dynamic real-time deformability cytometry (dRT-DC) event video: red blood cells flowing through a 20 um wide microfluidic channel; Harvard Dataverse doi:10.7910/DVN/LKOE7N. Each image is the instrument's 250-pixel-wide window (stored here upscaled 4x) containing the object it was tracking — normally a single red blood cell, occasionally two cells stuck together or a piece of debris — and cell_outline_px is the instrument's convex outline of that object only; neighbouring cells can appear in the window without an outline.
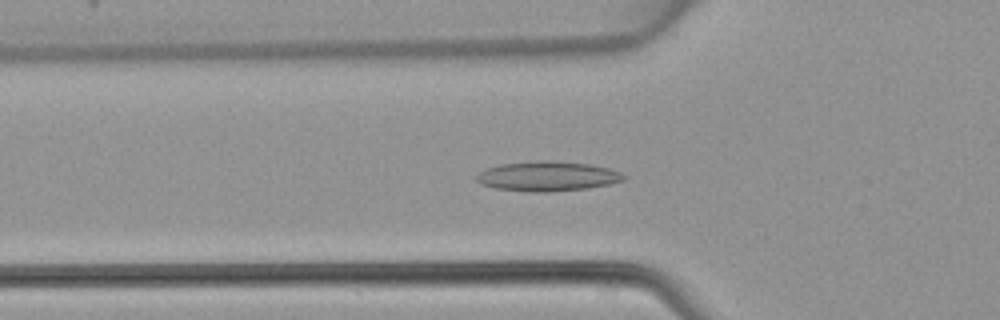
{"species": "common noctule bat (a hibernating species)", "species_latin": "Nyctalus noctula", "temperature_condition": "warm", "stored_images_in_passage": 47, "camera_frame_rate_fps": 3000, "um_per_image_px": 0.085, "animal": {"sex": "female", "body_mass_g": 22.7, "forearm_length_mm": 54.2}, "frame": {"image": 1, "passage_image": 16, "time_ms": 5.0, "image_size_px": [1000, 320], "cell_outline_px": [[628, 176], [624, 180], [608, 184], [588, 188], [548, 192], [528, 192], [496, 188], [480, 184], [476, 180], [476, 176], [484, 168], [500, 164], [540, 160], [548, 160], [588, 164], [608, 168], [620, 172]], "centroid_in_image_um": [46.51, 14.98], "position_along_channel_um": 79.3, "area_um2": 25.61}}
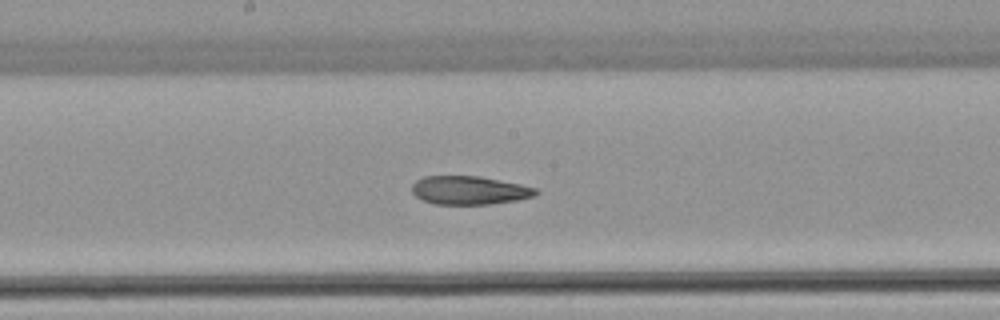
{"frame": {"image": 2, "passage_image": 25, "time_ms": 8.0, "image_size_px": [1000, 320], "cell_outline_px": [[540, 192], [536, 196], [516, 200], [492, 204], [432, 204], [416, 196], [412, 192], [412, 184], [416, 180], [424, 176], [480, 176], [520, 184], [536, 188]], "centroid_in_image_um": [39.91, 16.17], "position_along_channel_um": 208.3, "area_um2": 20.63}}
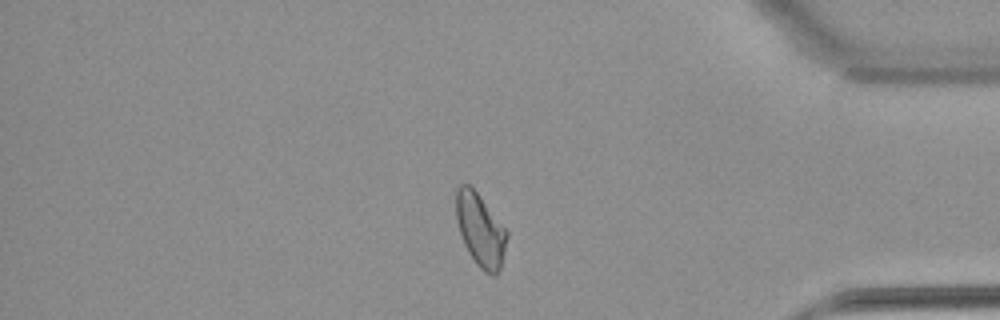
{"frame": {"image": 3, "passage_image": 40, "time_ms": 13.0, "image_size_px": [1000, 320], "cell_outline_px": [[508, 236], [500, 268], [496, 276], [492, 276], [484, 272], [476, 264], [468, 252], [464, 244], [456, 220], [456, 188], [460, 184], [468, 184], [476, 192], [508, 232]], "centroid_in_image_um": [40.82, 19.58], "position_along_channel_um": 394.4, "area_um2": 21.33}}